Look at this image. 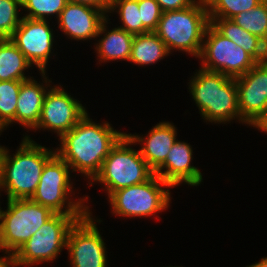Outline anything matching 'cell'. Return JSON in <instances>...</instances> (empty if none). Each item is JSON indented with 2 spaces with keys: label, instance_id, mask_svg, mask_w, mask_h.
Wrapping results in <instances>:
<instances>
[{
  "label": "cell",
  "instance_id": "5",
  "mask_svg": "<svg viewBox=\"0 0 267 267\" xmlns=\"http://www.w3.org/2000/svg\"><path fill=\"white\" fill-rule=\"evenodd\" d=\"M71 173L69 165L55 154L45 164L31 200L58 214H87L92 212L88 205V195H83L80 198L78 195L74 197L76 195L73 180L71 181Z\"/></svg>",
  "mask_w": 267,
  "mask_h": 267
},
{
  "label": "cell",
  "instance_id": "31",
  "mask_svg": "<svg viewBox=\"0 0 267 267\" xmlns=\"http://www.w3.org/2000/svg\"><path fill=\"white\" fill-rule=\"evenodd\" d=\"M68 2L87 4L96 8H100L106 13H108L111 6V0H68Z\"/></svg>",
  "mask_w": 267,
  "mask_h": 267
},
{
  "label": "cell",
  "instance_id": "35",
  "mask_svg": "<svg viewBox=\"0 0 267 267\" xmlns=\"http://www.w3.org/2000/svg\"><path fill=\"white\" fill-rule=\"evenodd\" d=\"M4 147L5 146L0 145V185H1L2 157L4 153Z\"/></svg>",
  "mask_w": 267,
  "mask_h": 267
},
{
  "label": "cell",
  "instance_id": "29",
  "mask_svg": "<svg viewBox=\"0 0 267 267\" xmlns=\"http://www.w3.org/2000/svg\"><path fill=\"white\" fill-rule=\"evenodd\" d=\"M138 9L143 25L149 31H155L163 13L158 2L156 0H138Z\"/></svg>",
  "mask_w": 267,
  "mask_h": 267
},
{
  "label": "cell",
  "instance_id": "6",
  "mask_svg": "<svg viewBox=\"0 0 267 267\" xmlns=\"http://www.w3.org/2000/svg\"><path fill=\"white\" fill-rule=\"evenodd\" d=\"M134 144V145H133ZM136 144L125 134L103 161L100 172L89 183L101 184L109 197L114 191L146 182L154 171L141 156Z\"/></svg>",
  "mask_w": 267,
  "mask_h": 267
},
{
  "label": "cell",
  "instance_id": "34",
  "mask_svg": "<svg viewBox=\"0 0 267 267\" xmlns=\"http://www.w3.org/2000/svg\"><path fill=\"white\" fill-rule=\"evenodd\" d=\"M246 267H267V257L264 256L263 258H260V261L247 265Z\"/></svg>",
  "mask_w": 267,
  "mask_h": 267
},
{
  "label": "cell",
  "instance_id": "30",
  "mask_svg": "<svg viewBox=\"0 0 267 267\" xmlns=\"http://www.w3.org/2000/svg\"><path fill=\"white\" fill-rule=\"evenodd\" d=\"M163 12L177 11L192 6L197 0H156Z\"/></svg>",
  "mask_w": 267,
  "mask_h": 267
},
{
  "label": "cell",
  "instance_id": "21",
  "mask_svg": "<svg viewBox=\"0 0 267 267\" xmlns=\"http://www.w3.org/2000/svg\"><path fill=\"white\" fill-rule=\"evenodd\" d=\"M30 67L33 65L10 38L0 39V81L31 79L34 76L26 75Z\"/></svg>",
  "mask_w": 267,
  "mask_h": 267
},
{
  "label": "cell",
  "instance_id": "2",
  "mask_svg": "<svg viewBox=\"0 0 267 267\" xmlns=\"http://www.w3.org/2000/svg\"><path fill=\"white\" fill-rule=\"evenodd\" d=\"M25 134L15 154L4 147L0 189L7 194V200L31 199L45 164L56 154L53 147L42 146Z\"/></svg>",
  "mask_w": 267,
  "mask_h": 267
},
{
  "label": "cell",
  "instance_id": "22",
  "mask_svg": "<svg viewBox=\"0 0 267 267\" xmlns=\"http://www.w3.org/2000/svg\"><path fill=\"white\" fill-rule=\"evenodd\" d=\"M165 43L154 32L134 35L129 62L138 66L157 64L169 56Z\"/></svg>",
  "mask_w": 267,
  "mask_h": 267
},
{
  "label": "cell",
  "instance_id": "7",
  "mask_svg": "<svg viewBox=\"0 0 267 267\" xmlns=\"http://www.w3.org/2000/svg\"><path fill=\"white\" fill-rule=\"evenodd\" d=\"M172 188L169 183L154 174L144 183L114 191L107 199L112 215L119 218H159L157 214L171 206Z\"/></svg>",
  "mask_w": 267,
  "mask_h": 267
},
{
  "label": "cell",
  "instance_id": "36",
  "mask_svg": "<svg viewBox=\"0 0 267 267\" xmlns=\"http://www.w3.org/2000/svg\"><path fill=\"white\" fill-rule=\"evenodd\" d=\"M1 192H2V191H1V189H0V196H1ZM0 204H1V201H0ZM0 213H1V205H0Z\"/></svg>",
  "mask_w": 267,
  "mask_h": 267
},
{
  "label": "cell",
  "instance_id": "25",
  "mask_svg": "<svg viewBox=\"0 0 267 267\" xmlns=\"http://www.w3.org/2000/svg\"><path fill=\"white\" fill-rule=\"evenodd\" d=\"M238 26L258 36L267 44V1L231 18Z\"/></svg>",
  "mask_w": 267,
  "mask_h": 267
},
{
  "label": "cell",
  "instance_id": "11",
  "mask_svg": "<svg viewBox=\"0 0 267 267\" xmlns=\"http://www.w3.org/2000/svg\"><path fill=\"white\" fill-rule=\"evenodd\" d=\"M94 217L92 212H88L75 222L68 233L66 250L70 267L109 266L108 248L95 223L103 221Z\"/></svg>",
  "mask_w": 267,
  "mask_h": 267
},
{
  "label": "cell",
  "instance_id": "1",
  "mask_svg": "<svg viewBox=\"0 0 267 267\" xmlns=\"http://www.w3.org/2000/svg\"><path fill=\"white\" fill-rule=\"evenodd\" d=\"M87 113L69 132L64 133L55 148L56 154L81 174L88 184L100 172L111 149L126 134L113 128L111 123H97Z\"/></svg>",
  "mask_w": 267,
  "mask_h": 267
},
{
  "label": "cell",
  "instance_id": "20",
  "mask_svg": "<svg viewBox=\"0 0 267 267\" xmlns=\"http://www.w3.org/2000/svg\"><path fill=\"white\" fill-rule=\"evenodd\" d=\"M209 19L222 35L242 47L257 63L267 61V44L258 36L238 26L232 19Z\"/></svg>",
  "mask_w": 267,
  "mask_h": 267
},
{
  "label": "cell",
  "instance_id": "19",
  "mask_svg": "<svg viewBox=\"0 0 267 267\" xmlns=\"http://www.w3.org/2000/svg\"><path fill=\"white\" fill-rule=\"evenodd\" d=\"M110 20L107 16L96 36V43L94 42L93 47L96 52V59L99 64L110 63V61L129 62L134 35L117 26L112 29L108 28ZM98 37H101V39H98Z\"/></svg>",
  "mask_w": 267,
  "mask_h": 267
},
{
  "label": "cell",
  "instance_id": "16",
  "mask_svg": "<svg viewBox=\"0 0 267 267\" xmlns=\"http://www.w3.org/2000/svg\"><path fill=\"white\" fill-rule=\"evenodd\" d=\"M193 158V148L190 143L177 139L165 162L154 174L173 188L182 184L197 187L203 182V174L196 165H193Z\"/></svg>",
  "mask_w": 267,
  "mask_h": 267
},
{
  "label": "cell",
  "instance_id": "27",
  "mask_svg": "<svg viewBox=\"0 0 267 267\" xmlns=\"http://www.w3.org/2000/svg\"><path fill=\"white\" fill-rule=\"evenodd\" d=\"M263 0H205L209 18L231 19L241 12L249 11Z\"/></svg>",
  "mask_w": 267,
  "mask_h": 267
},
{
  "label": "cell",
  "instance_id": "26",
  "mask_svg": "<svg viewBox=\"0 0 267 267\" xmlns=\"http://www.w3.org/2000/svg\"><path fill=\"white\" fill-rule=\"evenodd\" d=\"M67 3L68 0H22V10L27 12L23 17L51 20L54 16L56 21Z\"/></svg>",
  "mask_w": 267,
  "mask_h": 267
},
{
  "label": "cell",
  "instance_id": "12",
  "mask_svg": "<svg viewBox=\"0 0 267 267\" xmlns=\"http://www.w3.org/2000/svg\"><path fill=\"white\" fill-rule=\"evenodd\" d=\"M87 109L81 101L71 96L63 85L51 86L45 95L41 116L37 126L39 129L56 133L58 139L69 132L87 114Z\"/></svg>",
  "mask_w": 267,
  "mask_h": 267
},
{
  "label": "cell",
  "instance_id": "24",
  "mask_svg": "<svg viewBox=\"0 0 267 267\" xmlns=\"http://www.w3.org/2000/svg\"><path fill=\"white\" fill-rule=\"evenodd\" d=\"M24 81H0V127L6 130L16 123L19 90Z\"/></svg>",
  "mask_w": 267,
  "mask_h": 267
},
{
  "label": "cell",
  "instance_id": "4",
  "mask_svg": "<svg viewBox=\"0 0 267 267\" xmlns=\"http://www.w3.org/2000/svg\"><path fill=\"white\" fill-rule=\"evenodd\" d=\"M209 24L206 2L197 0L186 9L163 12L154 32L170 54L175 50L199 58Z\"/></svg>",
  "mask_w": 267,
  "mask_h": 267
},
{
  "label": "cell",
  "instance_id": "3",
  "mask_svg": "<svg viewBox=\"0 0 267 267\" xmlns=\"http://www.w3.org/2000/svg\"><path fill=\"white\" fill-rule=\"evenodd\" d=\"M189 78L188 89L201 119L207 124H226L236 120L241 124L235 78L199 67Z\"/></svg>",
  "mask_w": 267,
  "mask_h": 267
},
{
  "label": "cell",
  "instance_id": "28",
  "mask_svg": "<svg viewBox=\"0 0 267 267\" xmlns=\"http://www.w3.org/2000/svg\"><path fill=\"white\" fill-rule=\"evenodd\" d=\"M22 0H0V39L10 38L23 19Z\"/></svg>",
  "mask_w": 267,
  "mask_h": 267
},
{
  "label": "cell",
  "instance_id": "33",
  "mask_svg": "<svg viewBox=\"0 0 267 267\" xmlns=\"http://www.w3.org/2000/svg\"><path fill=\"white\" fill-rule=\"evenodd\" d=\"M253 128L265 132L267 135V112L257 121Z\"/></svg>",
  "mask_w": 267,
  "mask_h": 267
},
{
  "label": "cell",
  "instance_id": "23",
  "mask_svg": "<svg viewBox=\"0 0 267 267\" xmlns=\"http://www.w3.org/2000/svg\"><path fill=\"white\" fill-rule=\"evenodd\" d=\"M110 13L118 14L119 22L122 25L117 27L124 29L128 33L138 35L150 32L142 23L138 0H111L107 16H111Z\"/></svg>",
  "mask_w": 267,
  "mask_h": 267
},
{
  "label": "cell",
  "instance_id": "10",
  "mask_svg": "<svg viewBox=\"0 0 267 267\" xmlns=\"http://www.w3.org/2000/svg\"><path fill=\"white\" fill-rule=\"evenodd\" d=\"M201 69L218 72L230 78L247 73L257 62L239 45L208 25L198 58Z\"/></svg>",
  "mask_w": 267,
  "mask_h": 267
},
{
  "label": "cell",
  "instance_id": "14",
  "mask_svg": "<svg viewBox=\"0 0 267 267\" xmlns=\"http://www.w3.org/2000/svg\"><path fill=\"white\" fill-rule=\"evenodd\" d=\"M241 123L253 127L267 112V61L235 78Z\"/></svg>",
  "mask_w": 267,
  "mask_h": 267
},
{
  "label": "cell",
  "instance_id": "9",
  "mask_svg": "<svg viewBox=\"0 0 267 267\" xmlns=\"http://www.w3.org/2000/svg\"><path fill=\"white\" fill-rule=\"evenodd\" d=\"M84 215L55 213L14 253L18 267L54 262L66 249L71 227Z\"/></svg>",
  "mask_w": 267,
  "mask_h": 267
},
{
  "label": "cell",
  "instance_id": "15",
  "mask_svg": "<svg viewBox=\"0 0 267 267\" xmlns=\"http://www.w3.org/2000/svg\"><path fill=\"white\" fill-rule=\"evenodd\" d=\"M107 13L100 8L87 4L68 2L57 19L58 30L66 38L76 41L94 40Z\"/></svg>",
  "mask_w": 267,
  "mask_h": 267
},
{
  "label": "cell",
  "instance_id": "17",
  "mask_svg": "<svg viewBox=\"0 0 267 267\" xmlns=\"http://www.w3.org/2000/svg\"><path fill=\"white\" fill-rule=\"evenodd\" d=\"M177 130L172 122L162 120L146 134H126L136 145H140L138 149L141 156L155 172L165 162L166 156L177 141Z\"/></svg>",
  "mask_w": 267,
  "mask_h": 267
},
{
  "label": "cell",
  "instance_id": "18",
  "mask_svg": "<svg viewBox=\"0 0 267 267\" xmlns=\"http://www.w3.org/2000/svg\"><path fill=\"white\" fill-rule=\"evenodd\" d=\"M42 83L34 77L24 81L19 90L16 109V124L23 126L26 132L33 130L40 119L43 101L52 80L47 72H40ZM51 83V84H50Z\"/></svg>",
  "mask_w": 267,
  "mask_h": 267
},
{
  "label": "cell",
  "instance_id": "8",
  "mask_svg": "<svg viewBox=\"0 0 267 267\" xmlns=\"http://www.w3.org/2000/svg\"><path fill=\"white\" fill-rule=\"evenodd\" d=\"M6 201L0 213V252L14 254L55 213L31 199Z\"/></svg>",
  "mask_w": 267,
  "mask_h": 267
},
{
  "label": "cell",
  "instance_id": "32",
  "mask_svg": "<svg viewBox=\"0 0 267 267\" xmlns=\"http://www.w3.org/2000/svg\"><path fill=\"white\" fill-rule=\"evenodd\" d=\"M3 255H0V267H18L13 253L4 252Z\"/></svg>",
  "mask_w": 267,
  "mask_h": 267
},
{
  "label": "cell",
  "instance_id": "13",
  "mask_svg": "<svg viewBox=\"0 0 267 267\" xmlns=\"http://www.w3.org/2000/svg\"><path fill=\"white\" fill-rule=\"evenodd\" d=\"M49 24L48 20L23 17L20 25L10 37V40L26 56L27 60L38 68L39 73L47 72L49 59L55 55L54 44L57 40H54L55 31L50 28L52 26Z\"/></svg>",
  "mask_w": 267,
  "mask_h": 267
},
{
  "label": "cell",
  "instance_id": "37",
  "mask_svg": "<svg viewBox=\"0 0 267 267\" xmlns=\"http://www.w3.org/2000/svg\"><path fill=\"white\" fill-rule=\"evenodd\" d=\"M2 132H4V131H3L2 128L0 127V136H1Z\"/></svg>",
  "mask_w": 267,
  "mask_h": 267
}]
</instances>
